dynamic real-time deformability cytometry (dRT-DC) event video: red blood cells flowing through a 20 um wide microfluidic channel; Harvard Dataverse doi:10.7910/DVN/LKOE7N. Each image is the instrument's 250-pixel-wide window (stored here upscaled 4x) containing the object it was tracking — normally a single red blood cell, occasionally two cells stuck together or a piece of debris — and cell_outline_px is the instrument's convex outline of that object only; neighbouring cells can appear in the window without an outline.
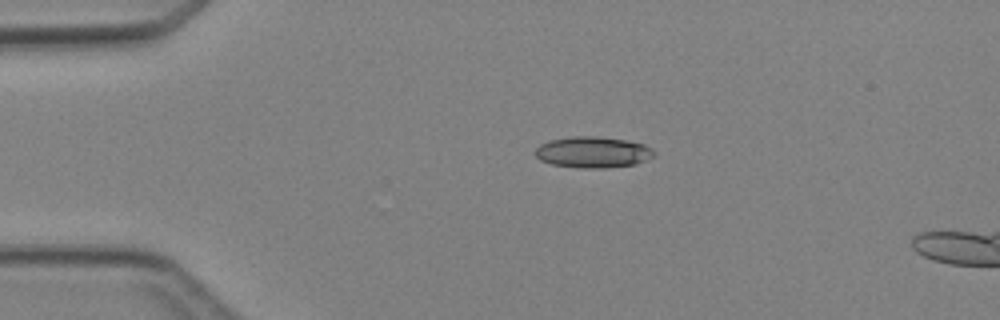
{"species": "Egyptian fruit bat (a non-hibernating species)", "species_latin": "Rousettus aegyptiacus", "temperature_condition": "cold", "stored_images_in_passage": 3, "camera_frame_rate_fps": 3000, "um_per_image_px": 0.085, "animal": {"sex": "female"}, "frame": {"image": 1, "passage_image": 1, "time_ms": 0.0, "image_size_px": [1000, 320], "cell_outline_px": [[652, 156], [636, 164], [604, 168], [580, 168], [552, 164], [540, 160], [536, 156], [536, 148], [540, 144], [548, 140], [572, 136], [596, 136], [624, 140], [644, 144], [652, 148]], "centroid_in_image_um": [50.35, 12.93], "position_along_channel_um": 34.7, "area_um2": 21.39}}